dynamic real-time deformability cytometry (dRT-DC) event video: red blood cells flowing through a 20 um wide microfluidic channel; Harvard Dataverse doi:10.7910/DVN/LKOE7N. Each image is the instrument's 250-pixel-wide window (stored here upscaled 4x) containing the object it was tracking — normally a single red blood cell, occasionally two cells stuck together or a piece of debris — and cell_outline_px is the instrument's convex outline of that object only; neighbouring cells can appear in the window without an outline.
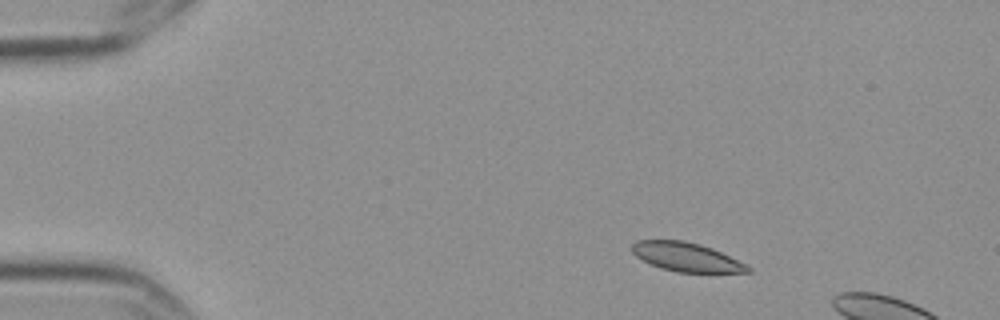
{"species": "Egyptian fruit bat (a non-hibernating species)", "species_latin": "Rousettus aegyptiacus", "temperature_condition": "cold", "stored_images_in_passage": 3, "camera_frame_rate_fps": 3000, "um_per_image_px": 0.085, "frame": {"image": 1, "passage_image": 1, "time_ms": 0.0, "image_size_px": [1000, 320], "cell_outline_px": [[752, 272], [676, 272], [660, 268], [636, 256], [632, 252], [632, 244], [636, 240], [684, 240], [700, 244], [712, 248], [752, 268]], "centroid_in_image_um": [58.31, 21.84], "position_along_channel_um": 26.7, "area_um2": 19.25}}